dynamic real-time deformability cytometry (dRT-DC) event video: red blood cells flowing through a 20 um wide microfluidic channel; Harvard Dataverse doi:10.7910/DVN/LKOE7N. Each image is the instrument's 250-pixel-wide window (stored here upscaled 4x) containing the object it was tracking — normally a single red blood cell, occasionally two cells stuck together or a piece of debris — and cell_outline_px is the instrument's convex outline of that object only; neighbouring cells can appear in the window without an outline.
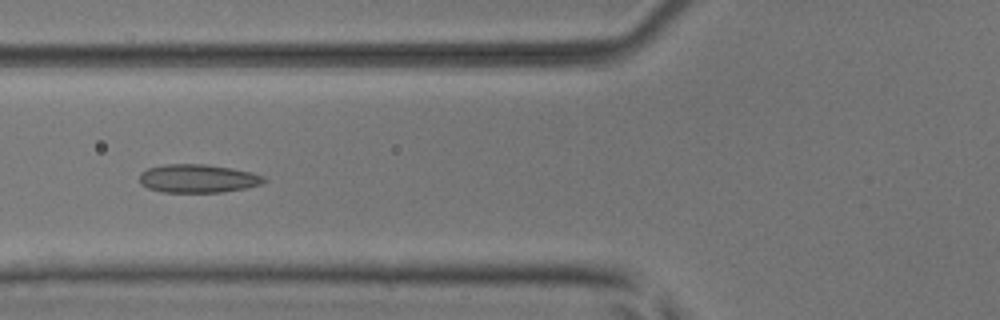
{"species": "common noctule bat (a hibernating species)", "species_latin": "Nyctalus noctula", "temperature_condition": "room temperature", "stored_images_in_passage": 51, "camera_frame_rate_fps": 3000, "um_per_image_px": 0.085, "animal": {"sex": "male", "body_mass_g": 17.9, "forearm_length_mm": 54.2}, "frame": {"image": 1, "passage_image": 20, "time_ms": 6.333, "image_size_px": [1000, 320], "cell_outline_px": [[268, 180], [260, 184], [244, 188], [224, 192], [164, 192], [148, 188], [140, 184], [140, 172], [148, 168], [164, 164], [208, 164], [232, 168], [252, 172], [264, 176]], "centroid_in_image_um": [16.82, 15.16], "position_along_channel_um": 109.0, "area_um2": 20.69}}
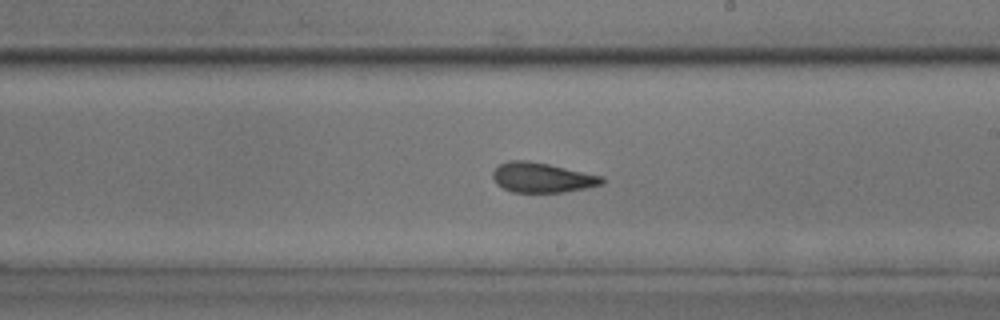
{"frame": {"image": 2, "passage_image": 30, "time_ms": 9.667, "image_size_px": [1000, 320], "cell_outline_px": [[604, 184], [588, 188], [564, 192], [512, 192], [496, 184], [492, 176], [492, 172], [500, 164], [508, 160], [528, 160], [548, 164], [604, 176]], "centroid_in_image_um": [46.1, 15.09], "position_along_channel_um": 242.9, "area_um2": 19.13}}
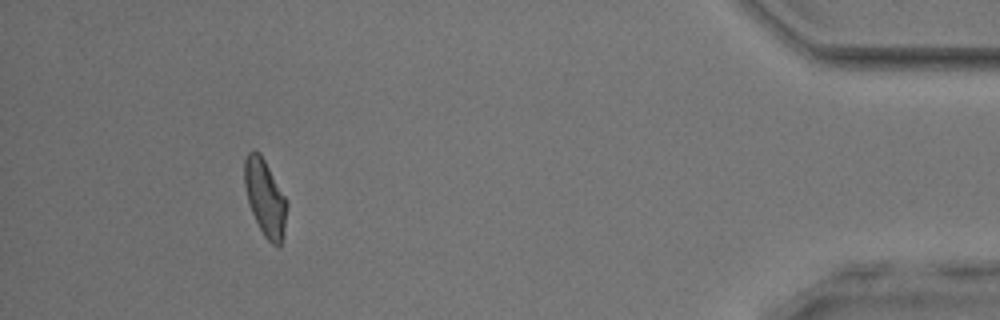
{"frame": {"image": 3, "passage_image": 47, "time_ms": 15.333, "image_size_px": [1000, 320], "cell_outline_px": [[288, 204], [284, 236], [280, 248], [276, 248], [264, 236], [248, 204], [244, 184], [244, 160], [248, 152], [252, 148], [260, 152], [288, 200]], "centroid_in_image_um": [22.55, 16.82], "position_along_channel_um": 412.6, "area_um2": 19.42}, "authors_computed_cell_mechanics": {"area_um2": 19.4786, "velocity_mm_per_s": 4.0328, "shape_relaxation_time_tau1_ms": null, "shape_relaxation_time_tau2_ms": 1.7037, "deformation_change_tau1": null, "deformation_change_tau2": 0.0776}}